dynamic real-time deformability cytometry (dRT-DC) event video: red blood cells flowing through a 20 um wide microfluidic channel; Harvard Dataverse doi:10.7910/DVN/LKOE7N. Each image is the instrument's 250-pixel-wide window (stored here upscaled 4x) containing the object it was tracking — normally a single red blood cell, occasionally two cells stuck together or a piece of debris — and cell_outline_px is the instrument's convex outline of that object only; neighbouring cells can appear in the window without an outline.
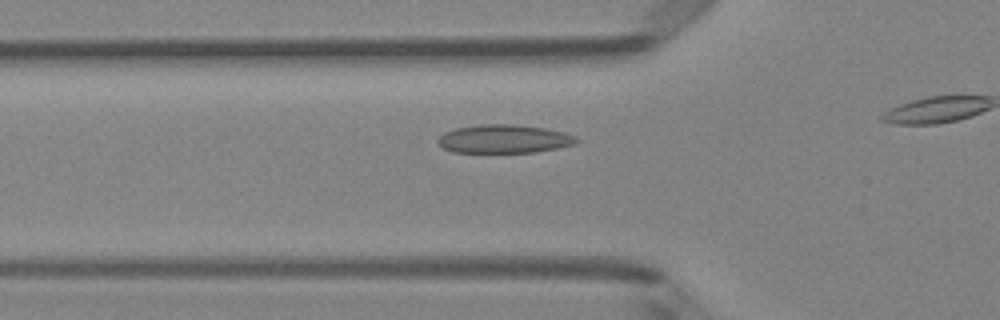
{"species": "Egyptian fruit bat (a non-hibernating species)", "species_latin": "Rousettus aegyptiacus", "temperature_condition": "room temperature", "stored_images_in_passage": 19, "camera_frame_rate_fps": 3000, "um_per_image_px": 0.085, "animal": {"sex": "female"}, "frame": {"image": 1, "passage_image": 14, "time_ms": 4.333, "image_size_px": [1000, 320], "cell_outline_px": [[580, 140], [576, 144], [536, 152], [452, 152], [436, 144], [436, 140], [444, 132], [456, 128], [480, 124], [516, 124], [544, 128], [564, 132], [576, 136]], "centroid_in_image_um": [42.84, 11.8], "position_along_channel_um": 83.0, "area_um2": 23.12}}